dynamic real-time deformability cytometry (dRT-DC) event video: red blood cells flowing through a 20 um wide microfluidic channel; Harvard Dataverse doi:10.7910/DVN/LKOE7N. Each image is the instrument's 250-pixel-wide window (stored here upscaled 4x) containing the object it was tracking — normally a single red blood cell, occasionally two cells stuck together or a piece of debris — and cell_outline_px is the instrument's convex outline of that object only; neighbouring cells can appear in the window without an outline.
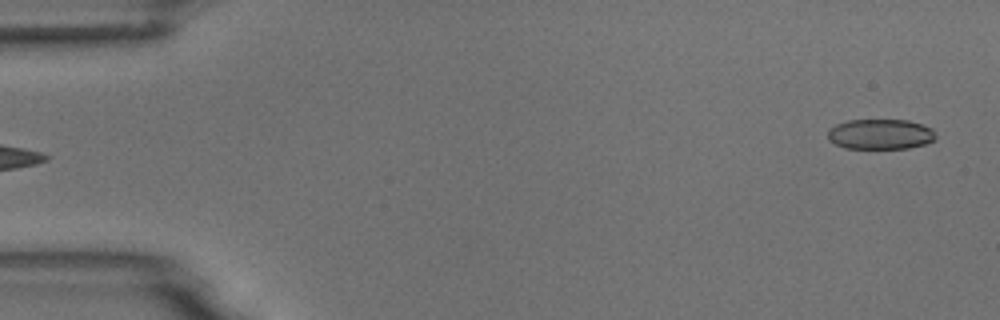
{"species": "common noctule bat (a hibernating species)", "species_latin": "Nyctalus noctula", "temperature_condition": "room temperature", "stored_images_in_passage": 5, "segment_of_instrument_passage": [2, 2], "camera_frame_rate_fps": 3000, "um_per_image_px": 0.085, "animal": {"sex": "male", "body_mass_g": 18.8}, "frame": {"image": 1, "passage_image": 5, "time_ms": 5.333, "image_size_px": [1000, 320], "cell_outline_px": [[936, 140], [924, 144], [908, 148], [844, 148], [828, 140], [828, 128], [836, 124], [848, 120], [908, 120], [932, 128], [936, 136]], "centroid_in_image_um": [74.82, 11.4], "position_along_channel_um": 10.2, "area_um2": 19.07}}